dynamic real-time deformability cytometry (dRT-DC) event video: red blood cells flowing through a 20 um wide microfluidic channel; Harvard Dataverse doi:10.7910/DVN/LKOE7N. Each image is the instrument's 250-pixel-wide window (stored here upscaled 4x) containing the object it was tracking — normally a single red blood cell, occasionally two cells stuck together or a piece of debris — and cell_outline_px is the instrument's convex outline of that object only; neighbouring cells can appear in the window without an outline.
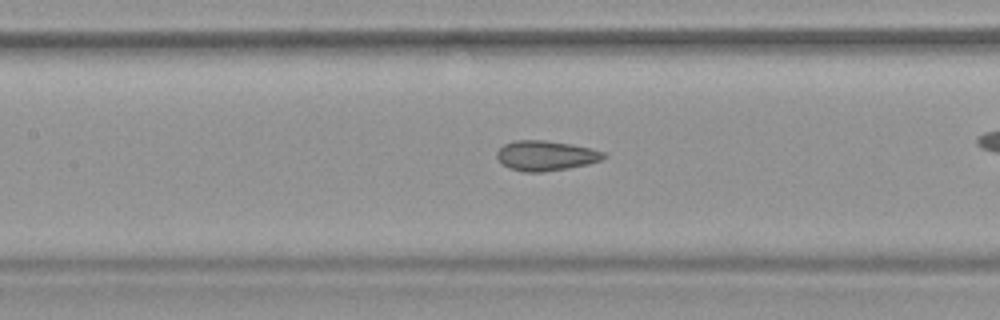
{"species": "common noctule bat (a hibernating species)", "species_latin": "Nyctalus noctula", "temperature_condition": "warm", "stored_images_in_passage": 43, "camera_frame_rate_fps": 3000, "um_per_image_px": 0.085, "animal": {"sex": "female", "body_mass_g": 19.9}, "frame": {"image": 1, "passage_image": 25, "time_ms": 8.0, "image_size_px": [1000, 320], "cell_outline_px": [[608, 156], [600, 160], [588, 164], [568, 168], [544, 172], [524, 172], [508, 168], [496, 156], [496, 152], [504, 144], [516, 140], [544, 140], [572, 144], [592, 148], [604, 152]], "centroid_in_image_um": [46.41, 13.23], "position_along_channel_um": 161.0, "area_um2": 18.73}}